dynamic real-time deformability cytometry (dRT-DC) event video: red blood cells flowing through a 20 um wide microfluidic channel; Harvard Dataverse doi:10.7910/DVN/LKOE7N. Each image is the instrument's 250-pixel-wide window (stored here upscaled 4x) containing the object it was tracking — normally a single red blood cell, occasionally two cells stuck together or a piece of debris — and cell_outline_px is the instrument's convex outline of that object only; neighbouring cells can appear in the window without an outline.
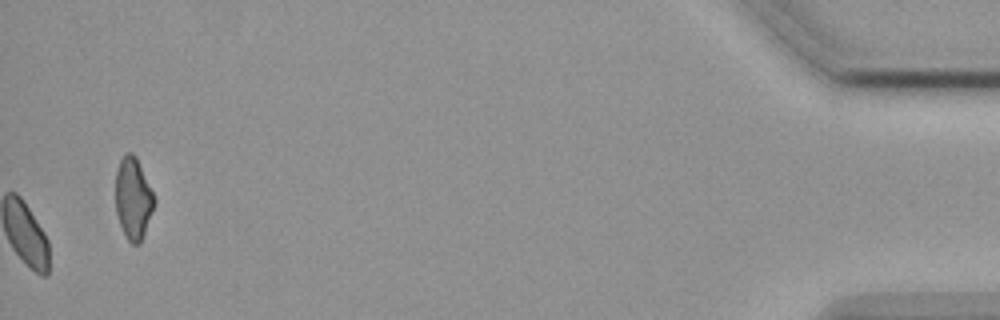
{"species": "common noctule bat (a hibernating species)", "species_latin": "Nyctalus noctula", "temperature_condition": "cold", "stored_images_in_passage": 55, "camera_frame_rate_fps": 3000, "um_per_image_px": 0.085, "animal": {"sex": "female", "body_mass_g": 19.9}, "frame": {"image": 1, "passage_image": 55, "time_ms": 18.0, "image_size_px": [1000, 320], "cell_outline_px": [[156, 204], [140, 244], [132, 244], [128, 240], [120, 224], [116, 212], [116, 172], [120, 160], [128, 152], [132, 152], [136, 156], [156, 200]], "centroid_in_image_um": [11.33, 16.88], "position_along_channel_um": 423.9, "area_um2": 18.32}, "authors_computed_cell_mechanics": {"area_um2": 19.074, "velocity_mm_per_s": 3.5554, "shape_relaxation_time_tau1_ms": 2.6281, "shape_relaxation_time_tau2_ms": null, "deformation_change_tau1": 0.0521, "deformation_change_tau2": null}}